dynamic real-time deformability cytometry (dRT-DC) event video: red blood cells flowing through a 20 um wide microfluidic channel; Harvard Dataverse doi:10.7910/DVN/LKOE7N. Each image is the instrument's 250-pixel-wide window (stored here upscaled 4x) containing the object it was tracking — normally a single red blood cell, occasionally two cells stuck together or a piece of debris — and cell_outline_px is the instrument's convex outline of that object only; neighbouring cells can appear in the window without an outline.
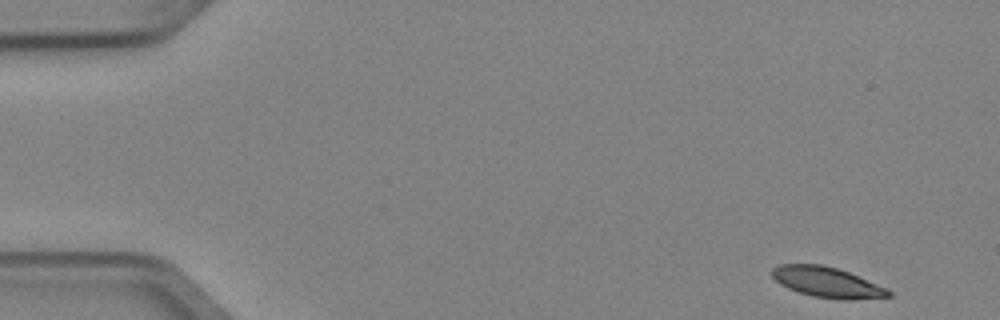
{"species": "Egyptian fruit bat (a non-hibernating species)", "species_latin": "Rousettus aegyptiacus", "temperature_condition": "cold", "stored_images_in_passage": 6, "segment_of_instrument_passage": [2, 2], "camera_frame_rate_fps": 3000, "um_per_image_px": 0.085, "animal": {"sex": "female"}, "frame": {"image": 1, "passage_image": 6, "time_ms": 1.667, "image_size_px": [1000, 320], "cell_outline_px": [[892, 296], [848, 300], [844, 300], [812, 296], [788, 288], [780, 284], [772, 276], [772, 268], [780, 264], [820, 264], [836, 268], [848, 272], [888, 288], [892, 292]], "centroid_in_image_um": [70.32, 23.99], "position_along_channel_um": 14.7, "area_um2": 20.52}}